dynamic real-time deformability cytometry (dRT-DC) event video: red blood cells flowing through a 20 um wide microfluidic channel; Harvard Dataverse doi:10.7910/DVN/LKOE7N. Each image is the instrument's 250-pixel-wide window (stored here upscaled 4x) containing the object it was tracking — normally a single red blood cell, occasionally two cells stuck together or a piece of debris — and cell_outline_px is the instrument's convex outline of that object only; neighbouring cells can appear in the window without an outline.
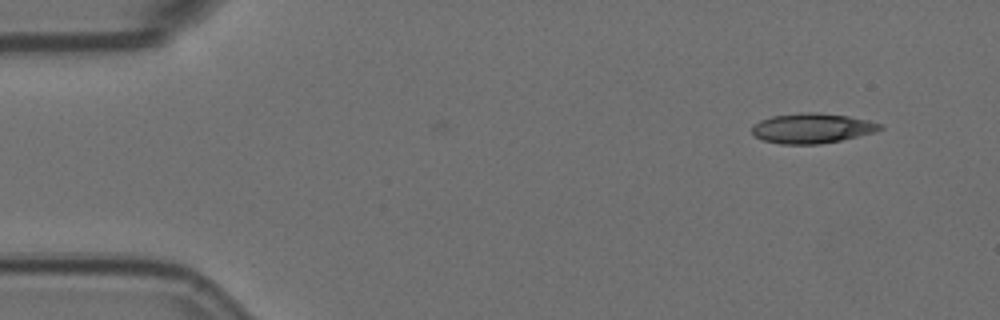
{"species": "Egyptian fruit bat (a non-hibernating species)", "species_latin": "Rousettus aegyptiacus", "temperature_condition": "room temperature", "stored_images_in_passage": 53, "camera_frame_rate_fps": 3000, "um_per_image_px": 0.085, "animal": {"sex": "female"}, "frame": {"image": 1, "passage_image": 1, "time_ms": 0.0, "image_size_px": [1000, 320], "cell_outline_px": [[884, 128], [876, 132], [840, 140], [820, 144], [780, 144], [764, 140], [756, 136], [752, 132], [752, 124], [760, 120], [772, 116], [800, 112], [816, 112], [848, 116], [868, 120], [884, 124]], "centroid_in_image_um": [69.05, 10.89], "position_along_channel_um": 16.0, "area_um2": 22.48}}
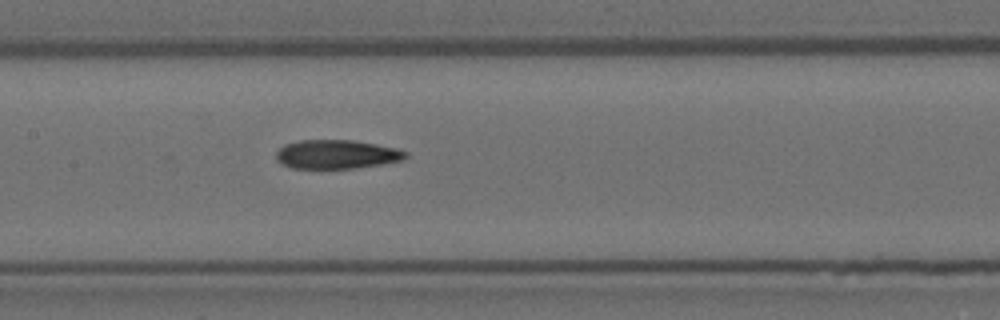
{"frame": {"image": 2, "passage_image": 23, "time_ms": 7.333, "image_size_px": [1000, 320], "cell_outline_px": [[408, 156], [404, 160], [356, 168], [292, 168], [280, 164], [276, 160], [276, 152], [284, 144], [300, 140], [352, 140], [376, 144], [396, 148], [408, 152]], "centroid_in_image_um": [28.6, 13.12], "position_along_channel_um": 178.8, "area_um2": 21.91}}
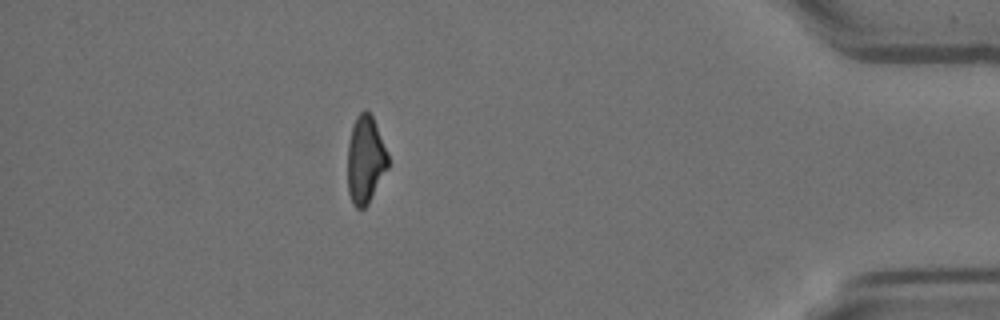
{"frame": {"image": 3, "passage_image": 46, "time_ms": 15.0, "image_size_px": [1000, 320], "cell_outline_px": [[388, 168], [368, 204], [364, 208], [356, 208], [352, 204], [348, 192], [348, 140], [352, 124], [356, 116], [364, 108], [372, 116], [388, 152]], "centroid_in_image_um": [31.05, 13.57], "position_along_channel_um": 404.2, "area_um2": 20.81}, "authors_computed_cell_mechanics": {"area_um2": 22.253, "velocity_mm_per_s": 3.5706, "shape_relaxation_time_tau1_ms": 7.4102, "shape_relaxation_time_tau2_ms": 4.0764, "deformation_change_tau1": 0.2093, "deformation_change_tau2": 0.1299}}